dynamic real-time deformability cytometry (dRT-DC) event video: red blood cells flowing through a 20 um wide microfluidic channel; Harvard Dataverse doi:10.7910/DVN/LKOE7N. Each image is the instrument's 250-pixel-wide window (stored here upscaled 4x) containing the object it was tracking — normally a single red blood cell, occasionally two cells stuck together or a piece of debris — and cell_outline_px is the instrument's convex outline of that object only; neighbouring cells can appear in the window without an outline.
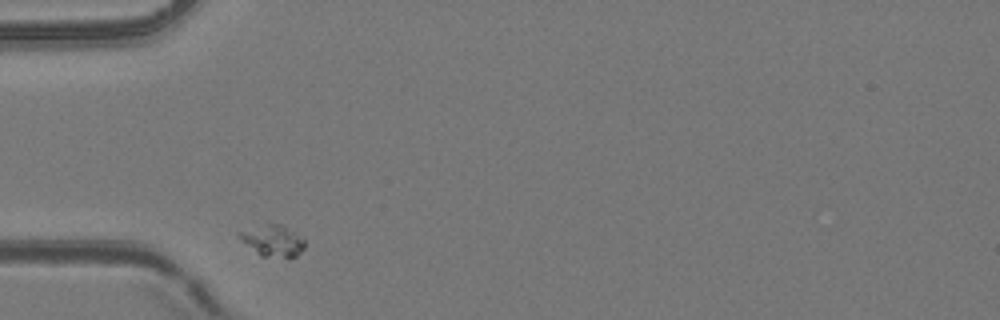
{"species": "common noctule bat (a hibernating species)", "species_latin": "Nyctalus noctula", "temperature_condition": "room temperature", "stored_images_in_passage": 3, "camera_frame_rate_fps": 3000, "um_per_image_px": 0.085, "animal": {"sex": "female", "body_mass_g": 24.6, "forearm_length_mm": 56.2}, "frame": {"image": 1, "passage_image": 1, "time_ms": 0.0, "image_size_px": [1000, 320], "cell_outline_px": [[304, 248], [296, 256], [260, 256], [240, 240], [236, 236], [240, 232], [268, 224], [280, 224], [304, 240]], "centroid_in_image_um": [23.15, 20.47], "position_along_channel_um": 61.9, "area_um2": 11.33}}
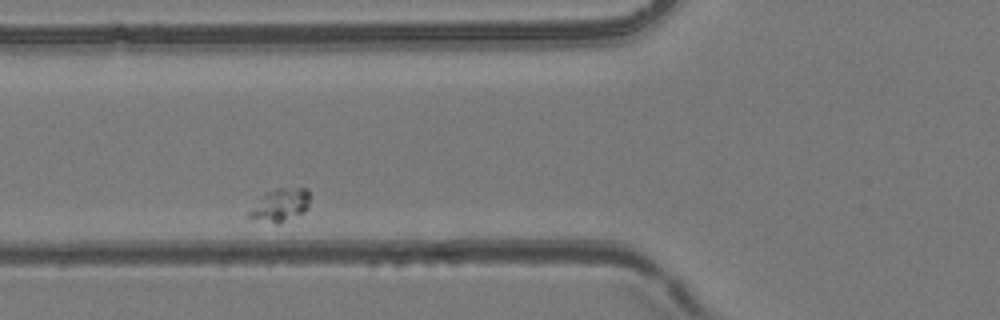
{"frame": {"image": 2, "passage_image": 2, "time_ms": 1.333, "image_size_px": [1000, 320], "cell_outline_px": [[308, 208], [304, 212], [280, 224], [276, 224], [248, 216], [248, 212], [264, 192], [276, 188], [308, 188]], "centroid_in_image_um": [23.83, 17.42], "position_along_channel_um": 102.0, "area_um2": 11.56}}
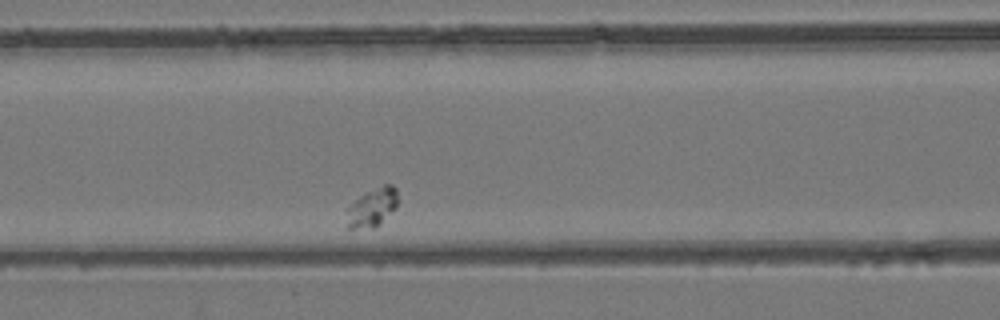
{"frame": {"image": 3, "passage_image": 3, "time_ms": 2.333, "image_size_px": [1000, 320], "cell_outline_px": [[400, 200], [396, 208], [376, 228], [348, 228], [348, 208], [364, 192], [384, 184], [392, 184], [396, 188]], "centroid_in_image_um": [31.72, 17.6], "position_along_channel_um": 134.9, "area_um2": 11.62}}